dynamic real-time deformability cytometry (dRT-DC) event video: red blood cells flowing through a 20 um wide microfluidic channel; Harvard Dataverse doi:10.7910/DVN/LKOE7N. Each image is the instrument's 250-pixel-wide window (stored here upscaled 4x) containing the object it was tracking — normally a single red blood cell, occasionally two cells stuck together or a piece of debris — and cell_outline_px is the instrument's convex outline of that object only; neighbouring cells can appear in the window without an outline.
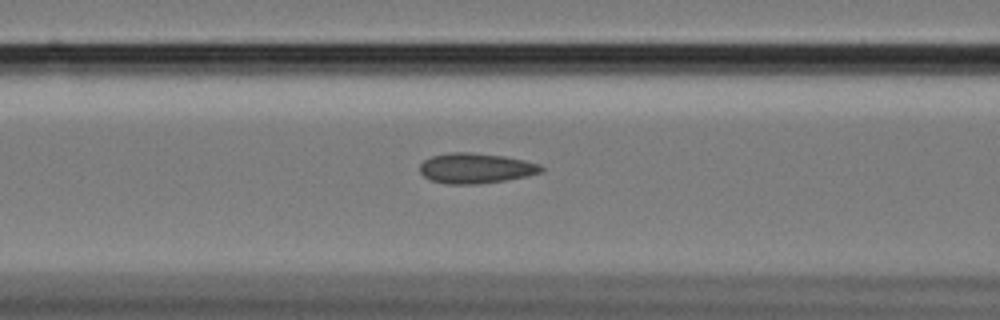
{"species": "Egyptian fruit bat (a non-hibernating species)", "species_latin": "Rousettus aegyptiacus", "temperature_condition": "cold", "stored_images_in_passage": 45, "camera_frame_rate_fps": 3000, "um_per_image_px": 0.085, "animal": {"sex": "female"}, "frame": {"image": 1, "passage_image": 10, "time_ms": 3.0, "image_size_px": [1000, 320], "cell_outline_px": [[544, 172], [504, 180], [480, 184], [448, 184], [432, 180], [424, 176], [420, 172], [420, 164], [424, 160], [432, 156], [452, 152], [472, 152], [504, 156], [524, 160], [540, 164], [544, 168]], "centroid_in_image_um": [40.45, 14.29], "position_along_channel_um": 126.2, "area_um2": 21.33}}
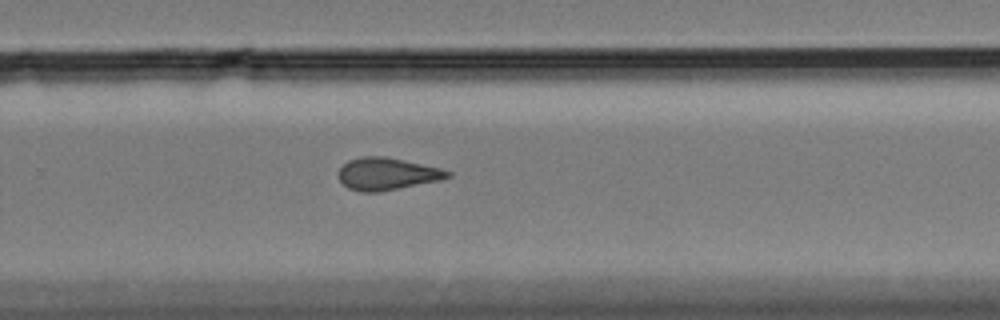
{"frame": {"image": 2, "passage_image": 25, "time_ms": 8.0, "image_size_px": [1000, 320], "cell_outline_px": [[452, 176], [440, 180], [376, 192], [360, 192], [348, 188], [340, 180], [340, 168], [348, 160], [360, 156], [384, 156], [404, 160], [440, 168], [452, 172]], "centroid_in_image_um": [32.9, 14.77], "position_along_channel_um": 296.9, "area_um2": 20.29}}
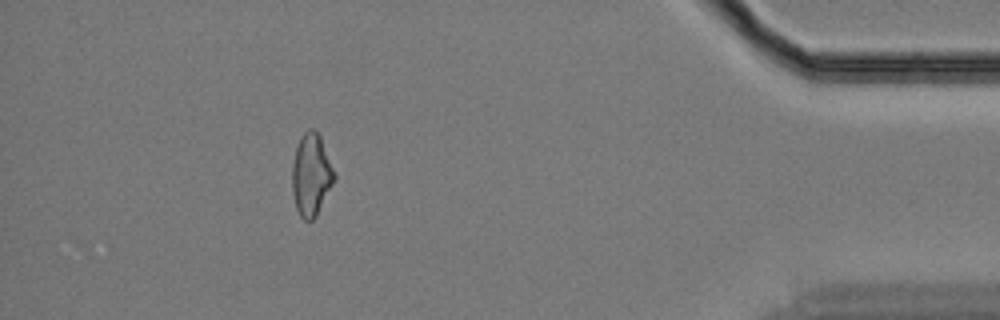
{"frame": {"image": 3, "passage_image": 39, "time_ms": 12.667, "image_size_px": [1000, 320], "cell_outline_px": [[336, 180], [316, 216], [312, 220], [304, 220], [300, 216], [296, 208], [292, 192], [292, 164], [296, 148], [300, 136], [308, 128], [316, 128], [320, 136], [336, 172]], "centroid_in_image_um": [26.47, 14.83], "position_along_channel_um": 408.7, "area_um2": 20.58}, "authors_computed_cell_mechanics": {"area_um2": 20.5768, "velocity_mm_per_s": 3.4126, "shape_relaxation_time_tau1_ms": null, "shape_relaxation_time_tau2_ms": 2.8223, "deformation_change_tau1": null, "deformation_change_tau2": 0.0844}}